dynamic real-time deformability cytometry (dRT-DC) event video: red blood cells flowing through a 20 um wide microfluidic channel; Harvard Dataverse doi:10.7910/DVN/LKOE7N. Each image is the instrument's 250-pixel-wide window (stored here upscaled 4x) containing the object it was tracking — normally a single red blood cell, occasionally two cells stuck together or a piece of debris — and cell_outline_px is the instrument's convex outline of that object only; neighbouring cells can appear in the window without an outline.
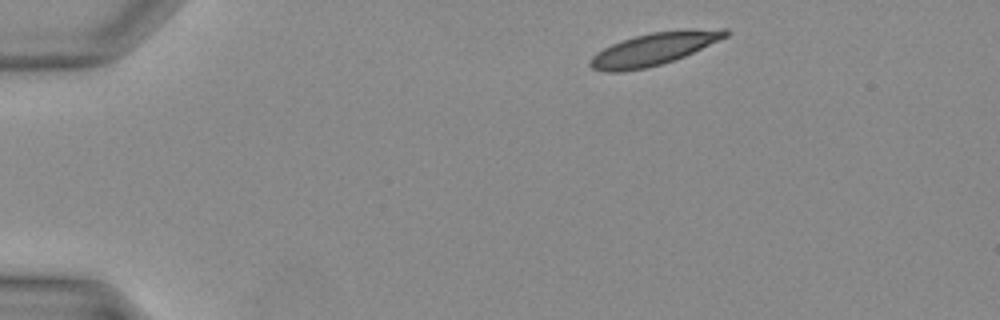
{"species": "Egyptian fruit bat (a non-hibernating species)", "species_latin": "Rousettus aegyptiacus", "temperature_condition": "warm", "stored_images_in_passage": 33, "camera_frame_rate_fps": 3000, "um_per_image_px": 0.085, "animal": {"sex": "female"}, "frame": {"image": 1, "passage_image": 1, "time_ms": 0.0, "image_size_px": [1000, 320], "cell_outline_px": [[732, 32], [728, 36], [684, 56], [648, 68], [620, 72], [604, 72], [592, 68], [588, 64], [588, 60], [596, 52], [612, 44], [636, 36], [652, 32], [688, 28], [728, 28]], "centroid_in_image_um": [55.61, 4.14], "position_along_channel_um": 29.4, "area_um2": 25.78}}
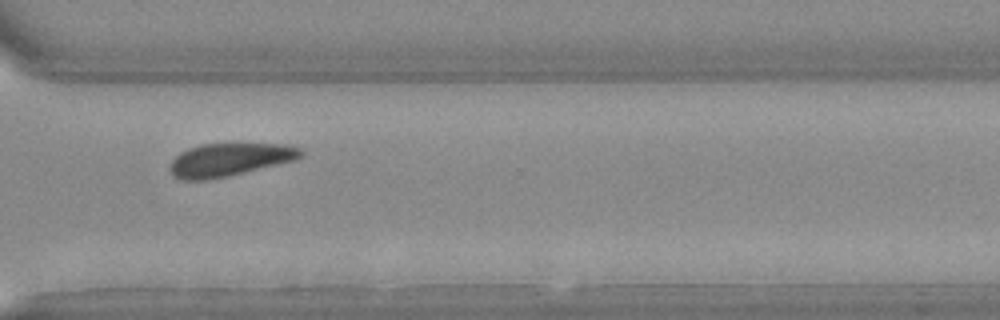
{"frame": {"image": 2, "passage_image": 24, "time_ms": 7.667, "image_size_px": [1000, 320], "cell_outline_px": [[304, 156], [296, 160], [228, 176], [208, 180], [180, 180], [172, 176], [172, 160], [180, 152], [188, 148], [200, 144], [288, 144], [300, 148], [304, 152]], "centroid_in_image_um": [19.54, 13.57], "position_along_channel_um": 351.1, "area_um2": 25.2}}
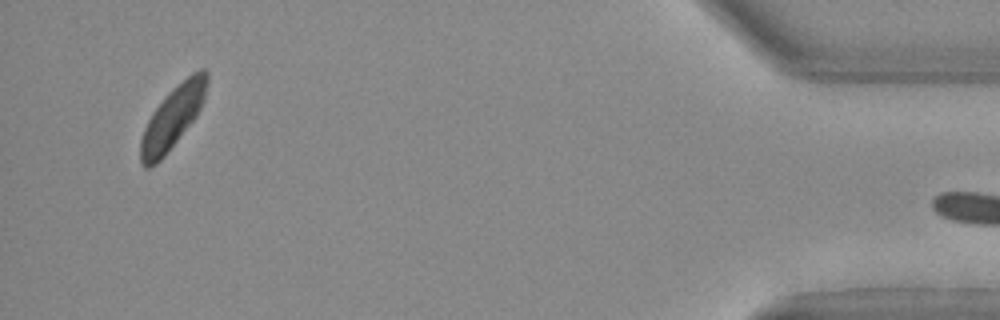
{"frame": {"image": 3, "passage_image": 32, "time_ms": 10.333, "image_size_px": [1000, 320], "cell_outline_px": [[208, 84], [204, 100], [196, 116], [164, 156], [156, 164], [148, 168], [144, 168], [140, 164], [140, 140], [144, 128], [152, 112], [168, 92], [172, 88], [192, 72], [200, 68], [204, 68], [208, 72]], "centroid_in_image_um": [14.67, 9.96], "position_along_channel_um": 420.5, "area_um2": 24.04}}